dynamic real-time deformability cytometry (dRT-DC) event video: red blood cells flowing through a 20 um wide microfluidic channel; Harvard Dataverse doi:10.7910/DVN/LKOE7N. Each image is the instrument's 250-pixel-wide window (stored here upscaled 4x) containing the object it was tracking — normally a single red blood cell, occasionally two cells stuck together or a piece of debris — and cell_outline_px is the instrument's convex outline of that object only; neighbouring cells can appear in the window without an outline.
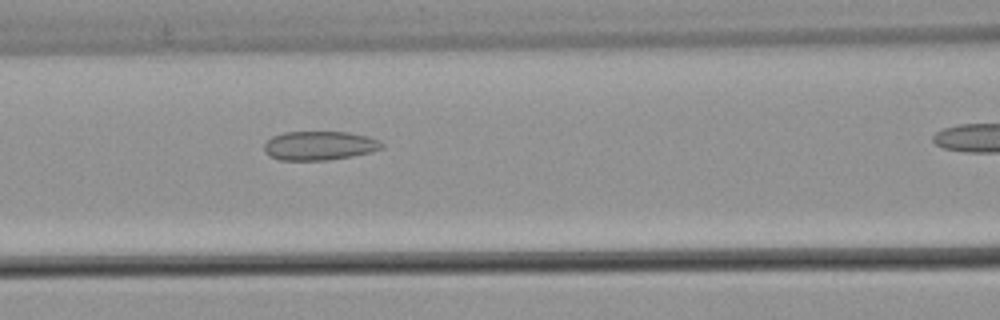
{"species": "common noctule bat (a hibernating species)", "species_latin": "Nyctalus noctula", "temperature_condition": "warm", "stored_images_in_passage": 7, "segment_of_instrument_passage": [1, 2], "camera_frame_rate_fps": 3000, "um_per_image_px": 0.085, "animal": {"sex": "male", "body_mass_g": 21.5, "forearm_length_mm": 52.0}, "frame": {"image": 1, "passage_image": 6, "time_ms": 1.667, "image_size_px": [1000, 320], "cell_outline_px": [[384, 148], [352, 156], [324, 160], [280, 160], [268, 156], [264, 152], [264, 144], [272, 136], [284, 132], [348, 132], [368, 136], [380, 140], [384, 144]], "centroid_in_image_um": [27.14, 12.37], "position_along_channel_um": 139.5, "area_um2": 19.94}}